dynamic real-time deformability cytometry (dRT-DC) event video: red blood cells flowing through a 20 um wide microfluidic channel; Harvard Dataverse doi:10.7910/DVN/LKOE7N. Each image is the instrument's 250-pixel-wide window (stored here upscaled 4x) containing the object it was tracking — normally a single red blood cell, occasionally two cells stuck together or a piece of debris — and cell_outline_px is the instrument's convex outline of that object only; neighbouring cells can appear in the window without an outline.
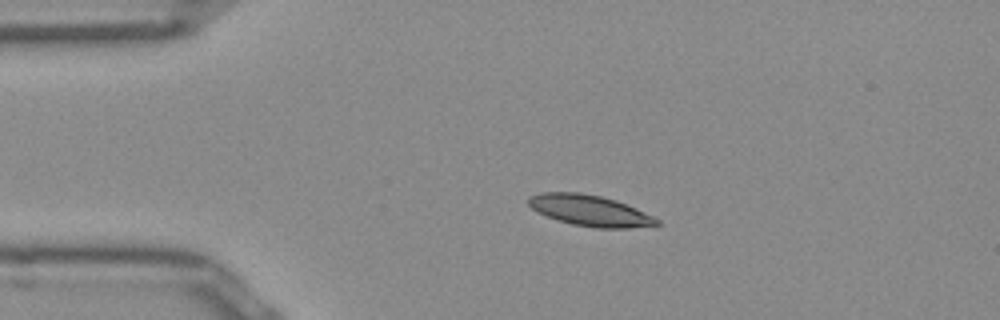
{"species": "Egyptian fruit bat (a non-hibernating species)", "species_latin": "Rousettus aegyptiacus", "temperature_condition": "room temperature", "stored_images_in_passage": 42, "camera_frame_rate_fps": 3000, "um_per_image_px": 0.085, "frame": {"image": 1, "passage_image": 1, "time_ms": 0.0, "image_size_px": [1000, 320], "cell_outline_px": [[660, 224], [628, 228], [596, 228], [572, 224], [556, 220], [536, 212], [528, 204], [528, 196], [540, 192], [580, 192], [600, 196], [616, 200], [636, 208], [660, 220]], "centroid_in_image_um": [50.09, 17.89], "position_along_channel_um": 34.9, "area_um2": 23.24}}
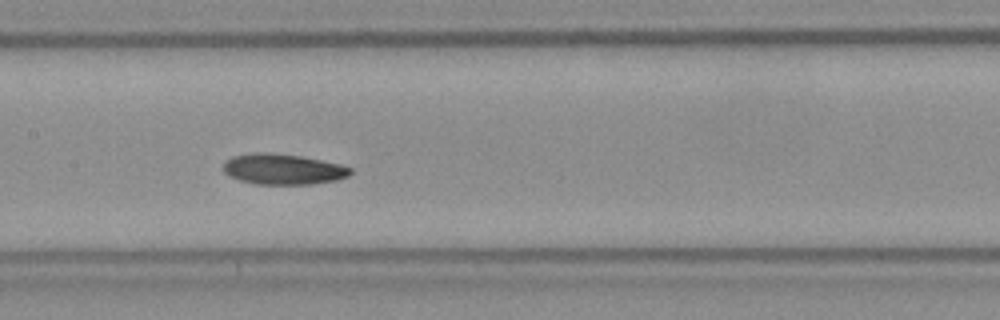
{"frame": {"image": 2, "passage_image": 15, "time_ms": 4.667, "image_size_px": [1000, 320], "cell_outline_px": [[352, 172], [348, 176], [336, 180], [312, 184], [256, 184], [240, 180], [228, 176], [224, 172], [224, 160], [232, 156], [256, 152], [268, 152], [300, 156], [340, 164], [352, 168]], "centroid_in_image_um": [24.03, 14.38], "position_along_channel_um": 183.4, "area_um2": 22.72}}
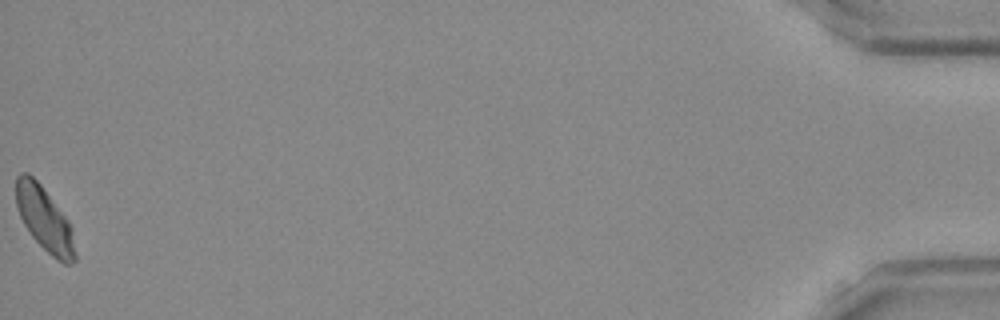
{"frame": {"image": 3, "passage_image": 42, "time_ms": 13.667, "image_size_px": [1000, 320], "cell_outline_px": [[76, 260], [72, 264], [64, 264], [56, 260], [32, 236], [24, 224], [20, 216], [16, 204], [16, 176], [20, 172], [28, 172], [40, 184], [68, 220], [72, 228], [76, 256]], "centroid_in_image_um": [3.79, 18.64], "position_along_channel_um": 431.4, "area_um2": 21.96}, "authors_computed_cell_mechanics": {"area_um2": 22.6287, "velocity_mm_per_s": 3.9166, "shape_relaxation_time_tau1_ms": 7.907, "shape_relaxation_time_tau2_ms": null, "deformation_change_tau1": 0.1411, "deformation_change_tau2": null}}